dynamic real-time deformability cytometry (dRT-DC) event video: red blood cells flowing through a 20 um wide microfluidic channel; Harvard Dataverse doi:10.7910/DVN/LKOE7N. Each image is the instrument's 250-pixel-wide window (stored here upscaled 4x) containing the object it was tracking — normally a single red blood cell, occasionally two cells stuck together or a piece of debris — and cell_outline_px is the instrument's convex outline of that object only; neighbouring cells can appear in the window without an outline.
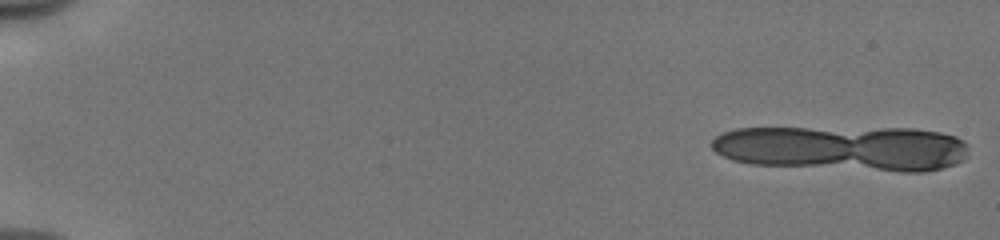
{"species": "human", "species_latin": "Homo sapiens", "temperature_condition": "cold", "stored_images_in_passage": 8, "camera_frame_rate_fps": 3000, "um_per_image_px": 0.085, "donor": {"sex": "male"}, "frame": {"image": 1, "passage_image": 1, "time_ms": 0.0, "image_size_px": [1000, 240], "cell_outline_px": [[968, 148], [964, 160], [956, 164], [924, 172], [900, 172], [752, 164], [732, 160], [716, 152], [708, 144], [716, 136], [724, 132], [736, 128], [916, 128], [940, 132], [956, 136], [968, 144]], "centroid_in_image_um": [71.67, 12.6], "position_along_channel_um": 13.3, "area_um2": 68.38}}